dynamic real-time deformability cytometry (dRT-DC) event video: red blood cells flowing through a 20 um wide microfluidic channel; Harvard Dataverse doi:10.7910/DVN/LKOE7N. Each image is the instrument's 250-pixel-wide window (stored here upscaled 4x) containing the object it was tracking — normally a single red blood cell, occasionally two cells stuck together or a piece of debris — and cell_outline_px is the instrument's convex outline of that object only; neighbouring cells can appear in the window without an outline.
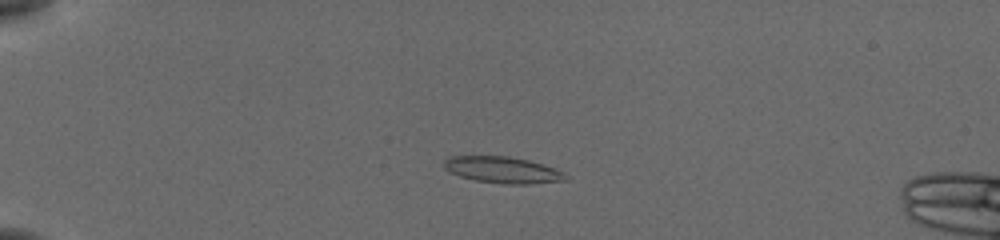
{"species": "common noctule bat (a hibernating species)", "species_latin": "Nyctalus noctula", "temperature_condition": "cold", "stored_images_in_passage": 36, "camera_frame_rate_fps": 3000, "um_per_image_px": 0.085, "animal": {"sex": "female", "body_mass_g": 19.5, "forearm_length_mm": 54.1}, "frame": {"image": 1, "passage_image": 5, "time_ms": 1.333, "image_size_px": [1000, 240], "cell_outline_px": [[568, 180], [528, 184], [504, 184], [476, 180], [460, 176], [444, 168], [444, 160], [448, 156], [508, 156], [528, 160], [564, 172]], "centroid_in_image_um": [42.71, 14.44], "position_along_channel_um": 42.3, "area_um2": 18.5}}
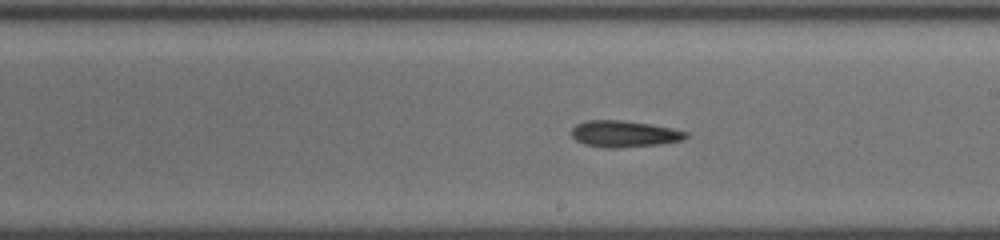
{"frame": {"image": 2, "passage_image": 24, "time_ms": 7.667, "image_size_px": [1000, 240], "cell_outline_px": [[688, 136], [684, 140], [660, 144], [616, 148], [604, 148], [584, 144], [576, 140], [572, 136], [572, 128], [576, 124], [588, 120], [620, 120], [648, 124], [672, 128], [688, 132]], "centroid_in_image_um": [53.06, 11.38], "position_along_channel_um": 235.9, "area_um2": 17.63}}
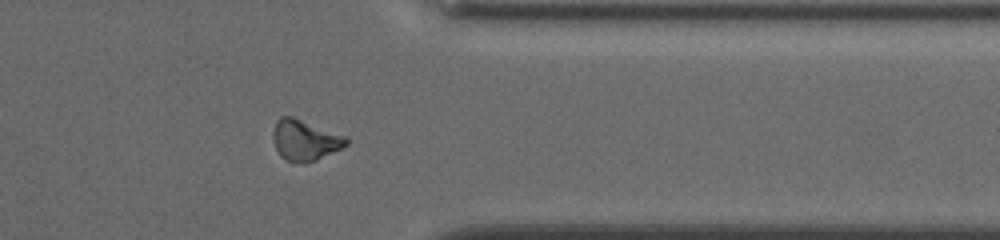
{"frame": {"image": 3, "passage_image": 36, "time_ms": 11.667, "image_size_px": [1000, 240], "cell_outline_px": [[348, 144], [316, 160], [304, 164], [288, 160], [280, 156], [276, 148], [272, 136], [272, 132], [276, 120], [280, 116], [292, 116], [348, 136]], "centroid_in_image_um": [25.91, 11.89], "position_along_channel_um": 385.5, "area_um2": 17.46}, "authors_computed_cell_mechanics": {"area_um2": 17.7446, "velocity_mm_per_s": 3.8339, "shape_relaxation_time_tau1_ms": 9.1475, "shape_relaxation_time_tau2_ms": 4.5476, "deformation_change_tau1": 0.1595, "deformation_change_tau2": 0.13}}